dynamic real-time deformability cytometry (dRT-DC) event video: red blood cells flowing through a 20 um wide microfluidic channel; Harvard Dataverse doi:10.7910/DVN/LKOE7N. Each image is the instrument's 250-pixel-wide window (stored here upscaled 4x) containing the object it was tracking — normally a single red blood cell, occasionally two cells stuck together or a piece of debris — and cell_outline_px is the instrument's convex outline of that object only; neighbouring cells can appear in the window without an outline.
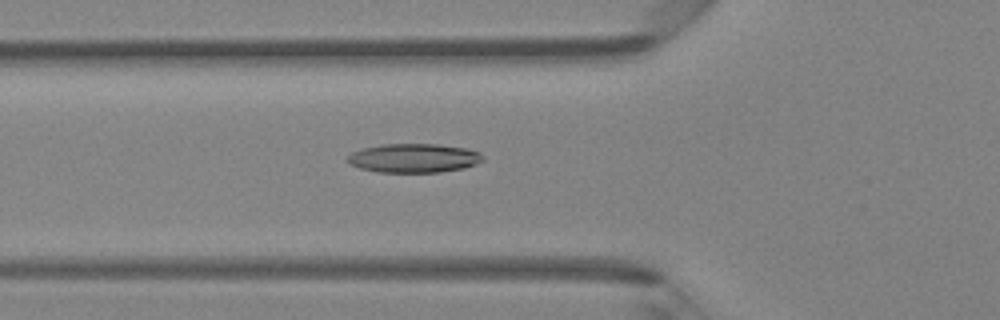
{"species": "Egyptian fruit bat (a non-hibernating species)", "species_latin": "Rousettus aegyptiacus", "temperature_condition": "room temperature", "stored_images_in_passage": 33, "camera_frame_rate_fps": 3000, "um_per_image_px": 0.085, "animal": {"sex": "female"}, "frame": {"image": 1, "passage_image": 3, "time_ms": 0.667, "image_size_px": [1000, 320], "cell_outline_px": [[484, 160], [476, 164], [464, 168], [440, 172], [376, 172], [360, 168], [348, 164], [348, 156], [352, 152], [364, 148], [380, 144], [436, 144], [464, 148], [480, 152], [484, 156]], "centroid_in_image_um": [35.18, 13.44], "position_along_channel_um": 90.6, "area_um2": 22.89}}
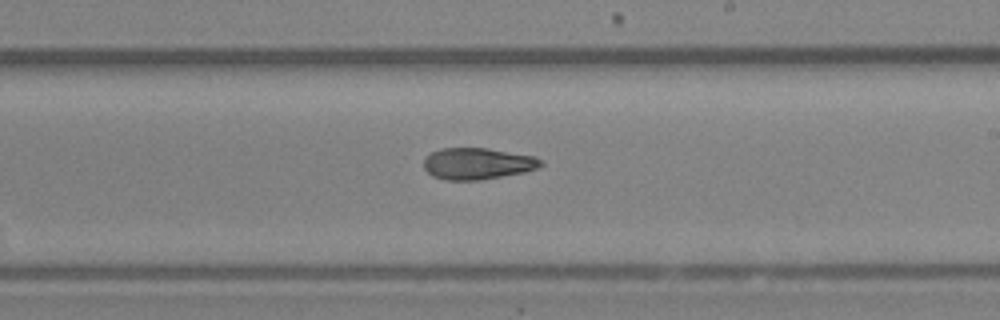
{"frame": {"image": 2, "passage_image": 14, "time_ms": 4.333, "image_size_px": [1000, 320], "cell_outline_px": [[544, 164], [536, 168], [524, 172], [480, 180], [444, 180], [432, 176], [424, 168], [424, 160], [432, 152], [440, 148], [488, 148], [532, 156], [540, 160]], "centroid_in_image_um": [40.55, 13.91], "position_along_channel_um": 248.4, "area_um2": 21.33}}
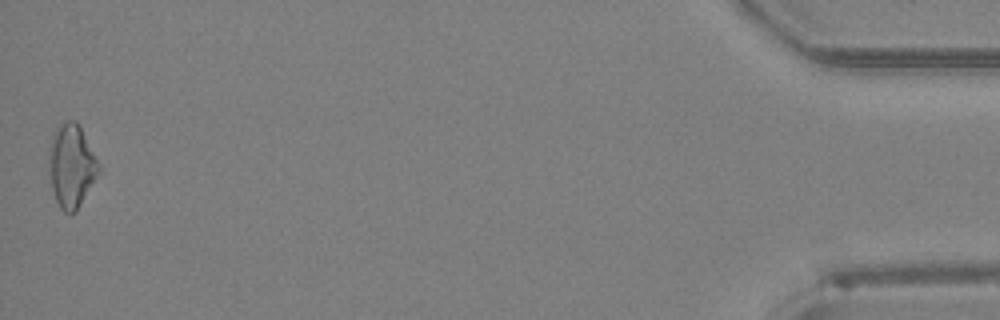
{"frame": {"image": 3, "passage_image": 33, "time_ms": 10.667, "image_size_px": [1000, 320], "cell_outline_px": [[100, 168], [76, 212], [64, 212], [60, 208], [56, 200], [52, 188], [52, 144], [56, 132], [68, 120], [76, 120], [80, 124], [100, 164]], "centroid_in_image_um": [6.15, 14.11], "position_along_channel_um": 429.1, "area_um2": 22.72}, "authors_computed_cell_mechanics": {"area_um2": 21.964, "velocity_mm_per_s": 4.3215, "shape_relaxation_time_tau1_ms": null, "shape_relaxation_time_tau2_ms": 7.3735, "deformation_change_tau1": null, "deformation_change_tau2": 0.1853}}